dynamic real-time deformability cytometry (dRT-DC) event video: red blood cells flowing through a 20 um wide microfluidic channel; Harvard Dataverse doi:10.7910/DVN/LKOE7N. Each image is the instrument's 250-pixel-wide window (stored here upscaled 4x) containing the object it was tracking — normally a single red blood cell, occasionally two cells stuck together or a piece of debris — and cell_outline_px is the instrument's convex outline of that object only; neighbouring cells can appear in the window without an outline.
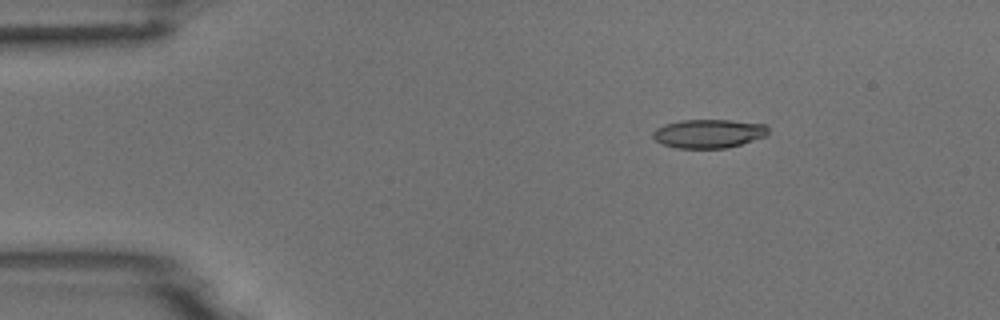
{"species": "common noctule bat (a hibernating species)", "species_latin": "Nyctalus noctula", "temperature_condition": "room temperature", "stored_images_in_passage": 5, "camera_frame_rate_fps": 3000, "um_per_image_px": 0.085, "animal": {"sex": "male", "body_mass_g": 18.8}, "frame": {"image": 1, "passage_image": 3, "time_ms": 0.667, "image_size_px": [1000, 320], "cell_outline_px": [[768, 136], [728, 148], [676, 148], [664, 144], [656, 140], [652, 136], [652, 132], [656, 128], [664, 124], [680, 120], [732, 120], [764, 124], [768, 128]], "centroid_in_image_um": [60.25, 11.35], "position_along_channel_um": 24.8, "area_um2": 19.42}}